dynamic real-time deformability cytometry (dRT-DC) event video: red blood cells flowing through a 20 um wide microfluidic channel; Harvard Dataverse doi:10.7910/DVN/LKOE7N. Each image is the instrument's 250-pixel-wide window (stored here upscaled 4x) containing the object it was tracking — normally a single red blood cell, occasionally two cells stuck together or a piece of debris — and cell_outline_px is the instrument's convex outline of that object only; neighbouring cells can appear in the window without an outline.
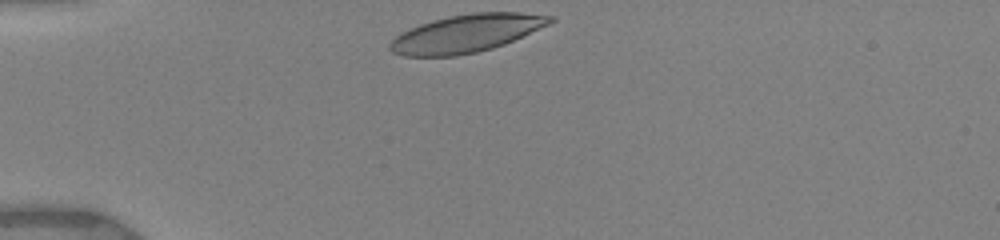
{"species": "human", "species_latin": "Homo sapiens", "temperature_condition": "warm", "stored_images_in_passage": 29, "camera_frame_rate_fps": 3000, "um_per_image_px": 0.085, "donor": {"sex": "female"}, "frame": {"image": 1, "passage_image": 1, "time_ms": 0.0, "image_size_px": [1000, 240], "cell_outline_px": [[556, 20], [548, 24], [504, 44], [492, 48], [476, 52], [456, 56], [404, 56], [392, 52], [388, 48], [388, 44], [400, 32], [420, 24], [432, 20], [448, 16], [472, 12], [520, 12], [556, 16]], "centroid_in_image_um": [39.62, 2.83], "position_along_channel_um": 45.4, "area_um2": 35.26}}
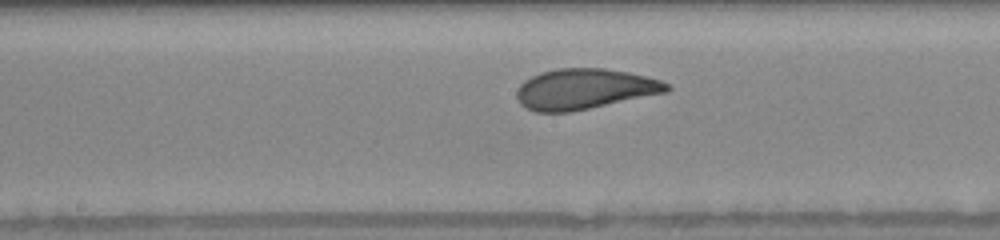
{"frame": {"image": 2, "passage_image": 14, "time_ms": 4.667, "image_size_px": [1000, 240], "cell_outline_px": [[672, 88], [668, 92], [572, 112], [536, 112], [520, 104], [516, 96], [516, 92], [520, 84], [524, 80], [540, 72], [560, 68], [604, 68], [628, 72], [660, 80], [668, 84]], "centroid_in_image_um": [49.68, 7.57], "position_along_channel_um": 198.5, "area_um2": 35.49}}
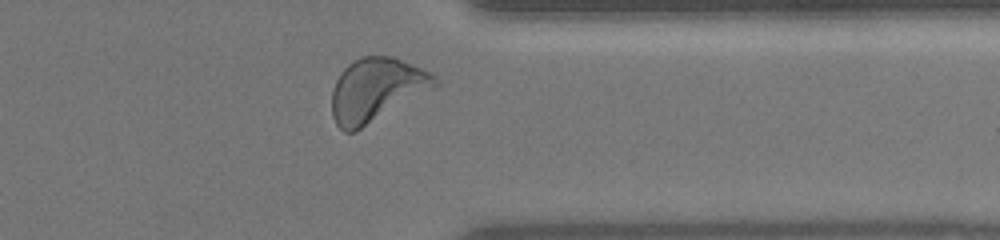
{"frame": {"image": 3, "passage_image": 27, "time_ms": 9.333, "image_size_px": [1000, 240], "cell_outline_px": [[440, 84], [436, 88], [356, 132], [344, 132], [336, 124], [332, 116], [332, 88], [340, 72], [348, 64], [360, 56], [392, 56], [432, 72], [440, 80]], "centroid_in_image_um": [32.02, 7.64], "position_along_channel_um": 379.4, "area_um2": 38.78}, "authors_computed_cell_mechanics": {"area_um2": 35.2002, "velocity_mm_per_s": 3.9251, "shape_relaxation_time_tau1_ms": 3.3828, "shape_relaxation_time_tau2_ms": 1.1161, "deformation_change_tau1": 0.1484, "deformation_change_tau2": 0.0622}}